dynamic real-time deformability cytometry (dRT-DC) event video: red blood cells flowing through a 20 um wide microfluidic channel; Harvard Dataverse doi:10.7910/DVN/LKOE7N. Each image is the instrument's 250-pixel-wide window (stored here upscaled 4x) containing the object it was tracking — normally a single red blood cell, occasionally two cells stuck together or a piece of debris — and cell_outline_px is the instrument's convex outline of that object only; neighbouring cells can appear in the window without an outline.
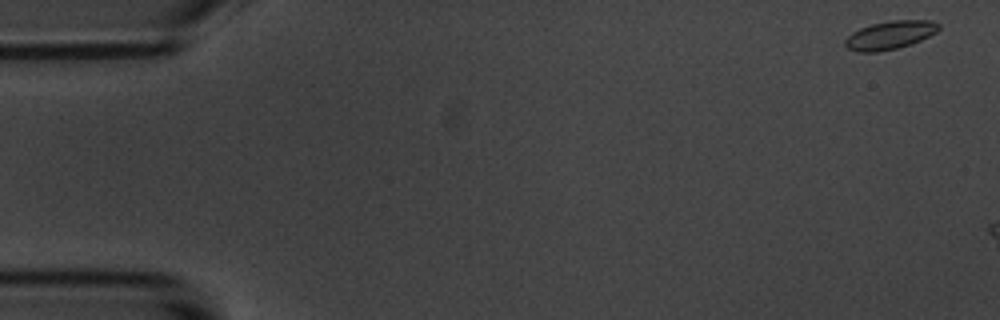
{"species": "common noctule bat (a hibernating species)", "species_latin": "Nyctalus noctula", "temperature_condition": "room temperature", "stored_images_in_passage": 13, "camera_frame_rate_fps": 3000, "um_per_image_px": 0.085, "animal": {"sex": "male", "body_mass_g": 20.1, "forearm_length_mm": 53.5}, "frame": {"image": 1, "passage_image": 1, "time_ms": 0.0, "image_size_px": [1000, 320], "cell_outline_px": [[940, 28], [936, 32], [920, 40], [896, 48], [876, 52], [856, 52], [848, 48], [844, 44], [844, 40], [852, 32], [860, 28], [872, 24], [892, 20], [932, 20], [940, 24]], "centroid_in_image_um": [75.63, 2.97], "position_along_channel_um": 9.4, "area_um2": 15.32}}